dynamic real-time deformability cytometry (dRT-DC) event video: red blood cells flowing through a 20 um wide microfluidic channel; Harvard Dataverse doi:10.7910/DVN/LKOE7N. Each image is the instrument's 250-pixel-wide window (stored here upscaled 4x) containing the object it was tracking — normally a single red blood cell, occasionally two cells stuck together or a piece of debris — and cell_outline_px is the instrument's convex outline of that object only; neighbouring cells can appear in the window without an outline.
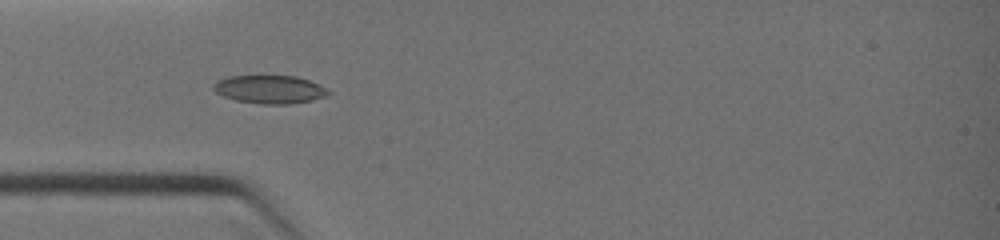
{"species": "common noctule bat (a hibernating species)", "species_latin": "Nyctalus noctula", "temperature_condition": "warm", "stored_images_in_passage": 26, "camera_frame_rate_fps": 3000, "um_per_image_px": 0.085, "animal": {"sex": "female", "body_mass_g": 19.0, "forearm_length_mm": 51.5}, "frame": {"image": 1, "passage_image": 1, "time_ms": 0.0, "image_size_px": [1000, 240], "cell_outline_px": [[332, 92], [324, 96], [312, 100], [288, 104], [260, 104], [236, 100], [224, 96], [216, 92], [212, 88], [212, 84], [216, 80], [228, 76], [296, 76], [308, 80], [328, 88]], "centroid_in_image_um": [22.91, 7.59], "position_along_channel_um": 62.1, "area_um2": 18.9}}
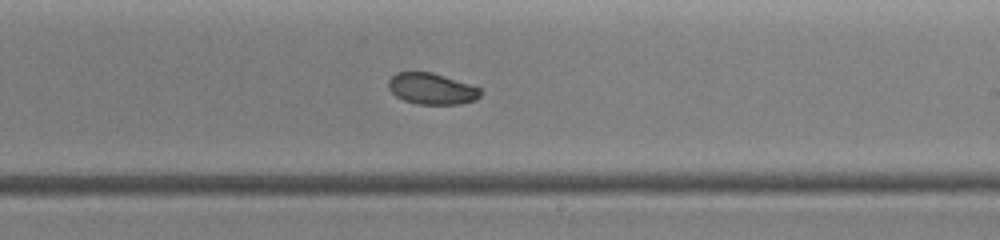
{"frame": {"image": 2, "passage_image": 11, "time_ms": 3.667, "image_size_px": [1000, 240], "cell_outline_px": [[480, 96], [476, 100], [460, 104], [416, 104], [404, 100], [396, 96], [388, 88], [388, 80], [396, 72], [432, 72], [480, 88]], "centroid_in_image_um": [36.67, 7.55], "position_along_channel_um": 252.3, "area_um2": 16.65}}
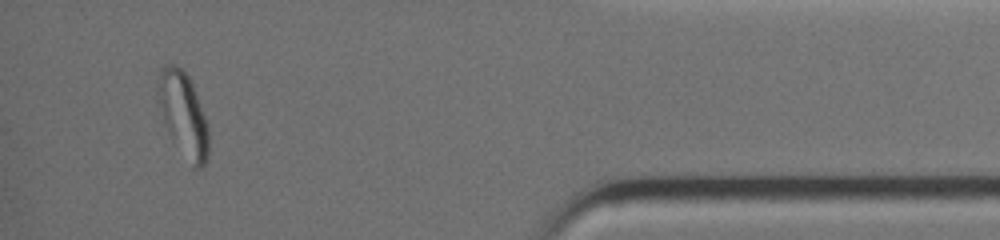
{"frame": {"image": 3, "passage_image": 23, "time_ms": 7.667, "image_size_px": [1000, 240], "cell_outline_px": [[208, 156], [204, 164], [200, 168], [192, 168], [172, 140], [168, 132], [164, 120], [156, 92], [156, 88], [160, 68], [164, 64], [176, 64], [188, 76], [192, 84], [208, 124]], "centroid_in_image_um": [15.56, 9.73], "position_along_channel_um": 419.6, "area_um2": 24.97}}